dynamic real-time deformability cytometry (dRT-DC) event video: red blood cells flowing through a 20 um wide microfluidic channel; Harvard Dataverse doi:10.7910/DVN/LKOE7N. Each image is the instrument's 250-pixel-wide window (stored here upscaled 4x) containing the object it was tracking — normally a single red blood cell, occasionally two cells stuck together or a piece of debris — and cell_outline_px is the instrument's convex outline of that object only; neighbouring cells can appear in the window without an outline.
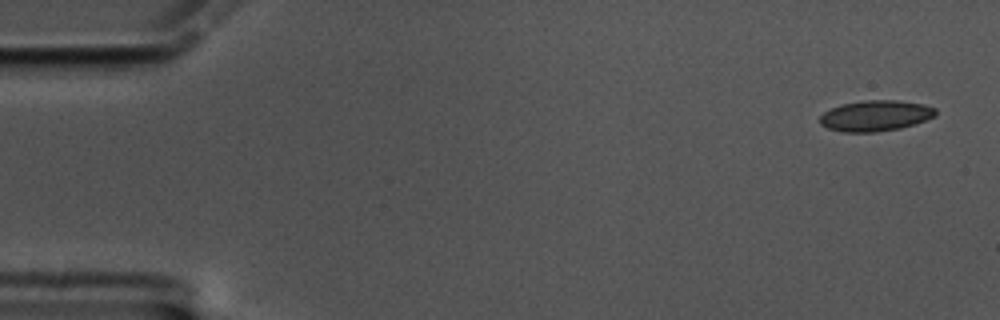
{"species": "common noctule bat (a hibernating species)", "species_latin": "Nyctalus noctula", "temperature_condition": "cold", "stored_images_in_passage": 58, "camera_frame_rate_fps": 3000, "um_per_image_px": 0.085, "animal": {"sex": "male", "body_mass_g": 17.5, "forearm_length_mm": 52.3}, "frame": {"image": 1, "passage_image": 1, "time_ms": 0.0, "image_size_px": [1000, 320], "cell_outline_px": [[936, 116], [916, 124], [900, 128], [876, 132], [840, 132], [828, 128], [820, 124], [820, 116], [824, 112], [840, 104], [864, 100], [896, 100], [924, 104], [936, 108]], "centroid_in_image_um": [74.43, 9.84], "position_along_channel_um": 10.6, "area_um2": 20.92}}
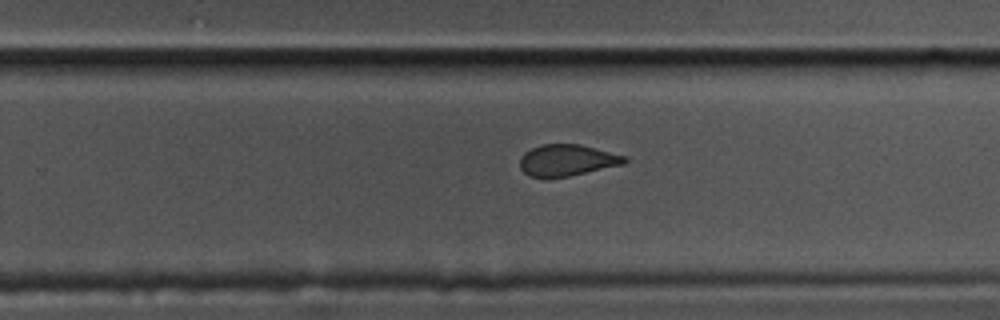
{"frame": {"image": 2, "passage_image": 36, "time_ms": 11.667, "image_size_px": [1000, 320], "cell_outline_px": [[628, 160], [624, 164], [568, 176], [544, 180], [528, 176], [520, 168], [520, 156], [524, 152], [540, 144], [580, 144], [628, 156]], "centroid_in_image_um": [48.17, 13.64], "position_along_channel_um": 281.6, "area_um2": 19.65}}
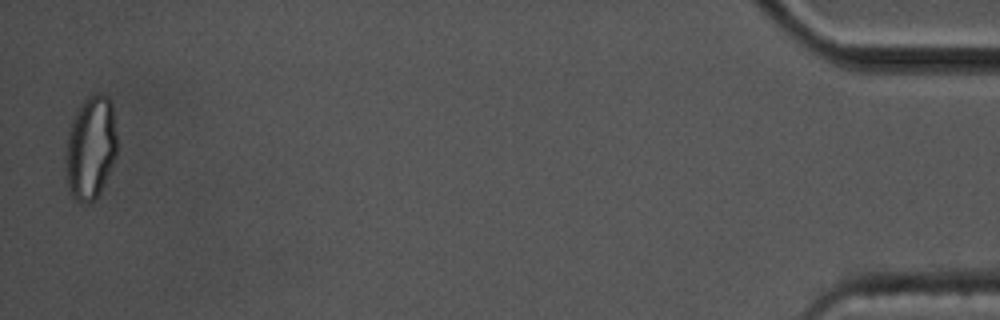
{"frame": {"image": 3, "passage_image": 57, "time_ms": 18.667, "image_size_px": [1000, 320], "cell_outline_px": [[116, 156], [100, 192], [88, 204], [80, 204], [72, 196], [68, 184], [64, 160], [68, 132], [72, 120], [80, 104], [88, 96], [96, 92], [100, 92], [108, 96], [112, 104], [116, 136]], "centroid_in_image_um": [7.69, 12.54], "position_along_channel_um": 427.5, "area_um2": 31.1}, "authors_computed_cell_mechanics": {"area_um2": 20.6635, "velocity_mm_per_s": 3.3835, "shape_relaxation_time_tau1_ms": null, "shape_relaxation_time_tau2_ms": 1.2744, "deformation_change_tau1": null, "deformation_change_tau2": 0.0647}}